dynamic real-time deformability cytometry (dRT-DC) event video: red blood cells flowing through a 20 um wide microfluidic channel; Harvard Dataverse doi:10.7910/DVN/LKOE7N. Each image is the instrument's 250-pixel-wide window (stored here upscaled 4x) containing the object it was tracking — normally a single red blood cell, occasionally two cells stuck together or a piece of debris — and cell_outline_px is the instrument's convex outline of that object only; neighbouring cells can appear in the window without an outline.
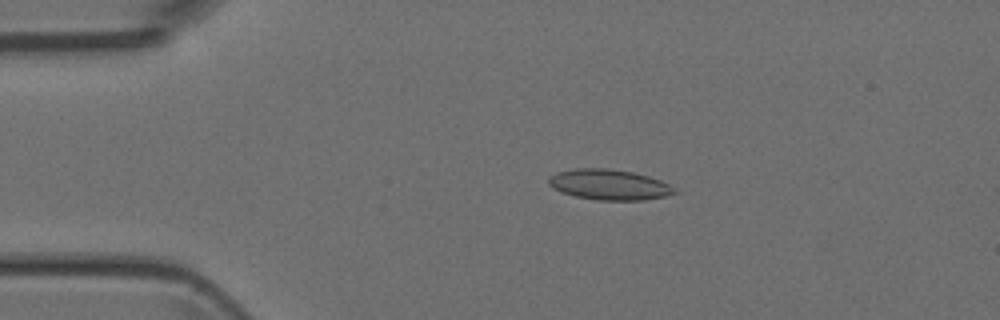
{"species": "Egyptian fruit bat (a non-hibernating species)", "species_latin": "Rousettus aegyptiacus", "temperature_condition": "room temperature", "stored_images_in_passage": 48, "camera_frame_rate_fps": 3000, "um_per_image_px": 0.085, "animal": {"sex": "female"}, "frame": {"image": 1, "passage_image": 10, "time_ms": 3.0, "image_size_px": [1000, 320], "cell_outline_px": [[680, 192], [664, 196], [644, 200], [596, 200], [576, 196], [552, 188], [548, 184], [548, 176], [556, 172], [576, 168], [608, 168], [632, 172], [648, 176], [660, 180], [676, 188]], "centroid_in_image_um": [51.78, 15.69], "position_along_channel_um": 33.2, "area_um2": 22.43}}
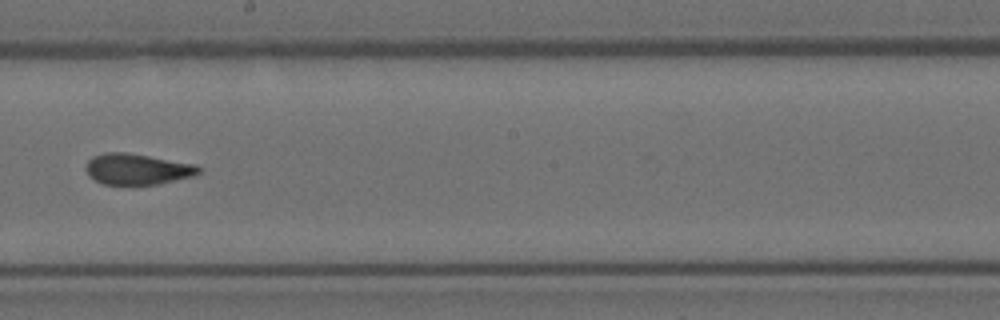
{"frame": {"image": 2, "passage_image": 27, "time_ms": 8.667, "image_size_px": [1000, 320], "cell_outline_px": [[200, 172], [196, 176], [160, 184], [100, 184], [88, 176], [84, 168], [88, 160], [92, 156], [104, 152], [124, 152], [196, 164], [200, 168]], "centroid_in_image_um": [11.65, 14.38], "position_along_channel_um": 236.6, "area_um2": 20.58}}
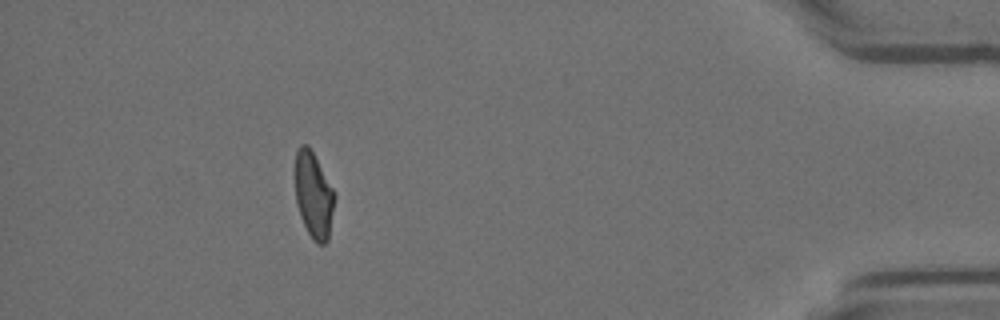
{"frame": {"image": 3, "passage_image": 43, "time_ms": 14.0, "image_size_px": [1000, 320], "cell_outline_px": [[336, 196], [328, 240], [324, 244], [316, 244], [312, 240], [300, 216], [296, 204], [296, 148], [300, 144], [308, 144], [332, 188]], "centroid_in_image_um": [26.66, 16.61], "position_along_channel_um": 408.5, "area_um2": 19.65}}